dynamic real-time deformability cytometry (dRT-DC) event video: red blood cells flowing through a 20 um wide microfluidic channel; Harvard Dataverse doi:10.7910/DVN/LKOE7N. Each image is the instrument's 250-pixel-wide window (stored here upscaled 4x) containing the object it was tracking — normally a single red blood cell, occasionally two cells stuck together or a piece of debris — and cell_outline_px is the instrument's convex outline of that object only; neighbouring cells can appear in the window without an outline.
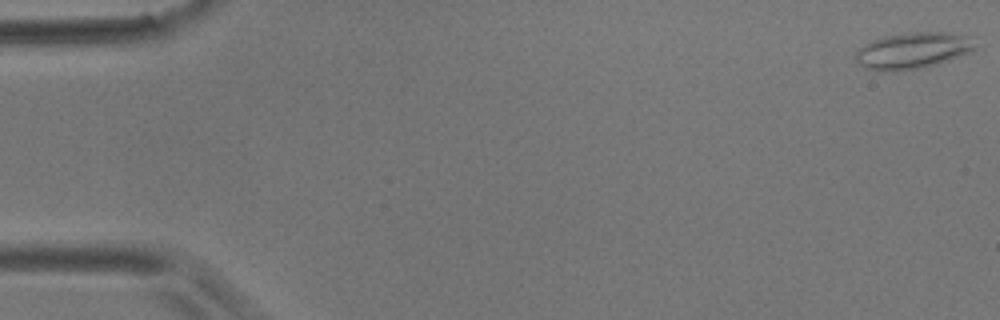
{"species": "common noctule bat (a hibernating species)", "species_latin": "Nyctalus noctula", "temperature_condition": "room temperature", "stored_images_in_passage": 55, "camera_frame_rate_fps": 3000, "um_per_image_px": 0.085, "animal": {"sex": "male", "body_mass_g": 17.9}, "frame": {"image": 1, "passage_image": 1, "time_ms": 0.0, "image_size_px": [1000, 320], "cell_outline_px": [[976, 48], [968, 52], [940, 64], [928, 68], [896, 72], [880, 72], [864, 68], [856, 60], [856, 52], [864, 44], [872, 40], [884, 36], [908, 32], [944, 32], [968, 36]], "centroid_in_image_um": [77.54, 4.33], "position_along_channel_um": 7.5, "area_um2": 25.61}}
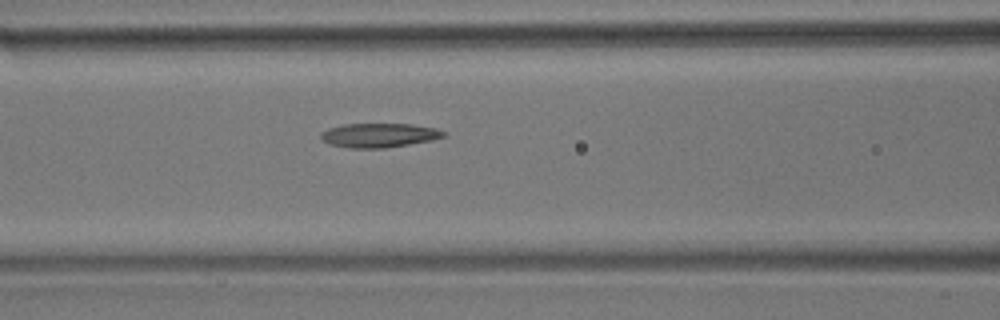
{"frame": {"image": 2, "passage_image": 23, "time_ms": 7.333, "image_size_px": [1000, 320], "cell_outline_px": [[448, 136], [432, 140], [384, 148], [348, 148], [328, 144], [320, 140], [320, 132], [328, 128], [344, 124], [412, 124], [436, 128], [444, 132]], "centroid_in_image_um": [32.18, 11.5], "position_along_channel_um": 134.4, "area_um2": 17.46}}
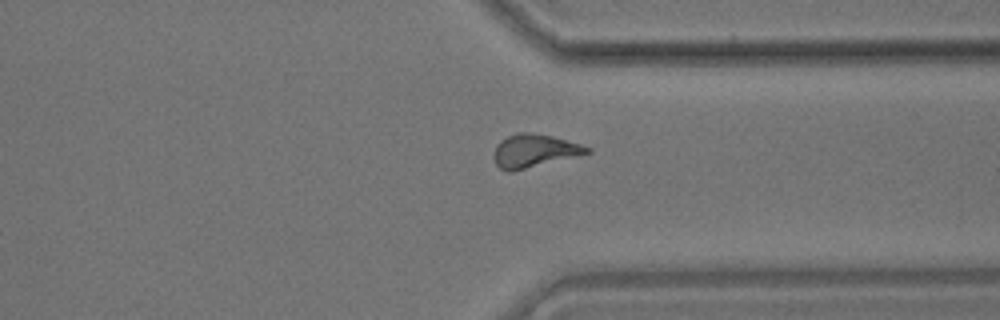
{"frame": {"image": 3, "passage_image": 42, "time_ms": 13.667, "image_size_px": [1000, 320], "cell_outline_px": [[592, 152], [512, 172], [508, 172], [500, 168], [496, 164], [496, 144], [500, 140], [516, 132], [532, 132], [552, 136], [580, 144], [592, 148]], "centroid_in_image_um": [45.43, 12.81], "position_along_channel_um": 366.0, "area_um2": 17.8}, "authors_computed_cell_mechanics": {"area_um2": 17.629, "velocity_mm_per_s": 3.6629, "shape_relaxation_time_tau1_ms": null, "shape_relaxation_time_tau2_ms": 5.269, "deformation_change_tau1": null, "deformation_change_tau2": 0.152}}